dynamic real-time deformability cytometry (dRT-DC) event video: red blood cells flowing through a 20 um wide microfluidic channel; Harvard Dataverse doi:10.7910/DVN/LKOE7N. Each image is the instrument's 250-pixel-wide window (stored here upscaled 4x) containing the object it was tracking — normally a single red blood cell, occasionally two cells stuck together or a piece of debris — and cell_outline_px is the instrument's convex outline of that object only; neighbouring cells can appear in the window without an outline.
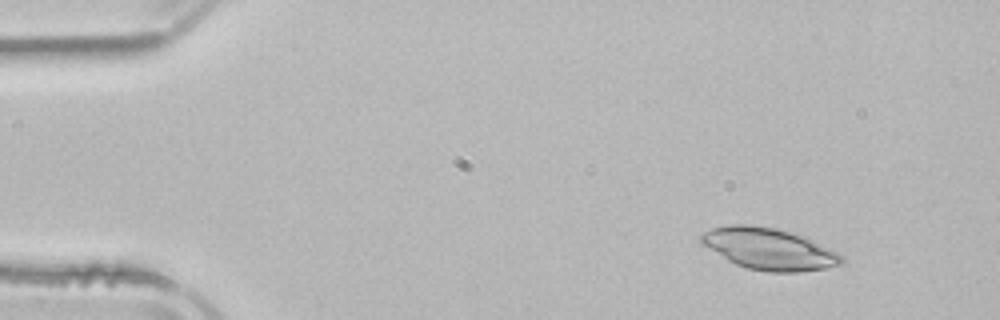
{"species": "common noctule bat (a hibernating species)", "species_latin": "Nyctalus noctula", "temperature_condition": "room temperature", "stored_images_in_passage": 3, "camera_frame_rate_fps": 3000, "um_per_image_px": 0.085, "animal": {"sex": "male", "body_mass_g": 21.5, "forearm_length_mm": 52.0}, "frame": {"image": 1, "passage_image": 1, "time_ms": 0.0, "image_size_px": [1000, 320], "cell_outline_px": [[844, 260], [840, 264], [824, 268], [796, 272], [768, 272], [748, 268], [736, 264], [728, 260], [700, 244], [700, 236], [704, 232], [712, 228], [728, 224], [748, 224], [776, 228], [804, 236], [844, 256]], "centroid_in_image_um": [65.32, 21.14], "position_along_channel_um": 19.7, "area_um2": 33.87}}